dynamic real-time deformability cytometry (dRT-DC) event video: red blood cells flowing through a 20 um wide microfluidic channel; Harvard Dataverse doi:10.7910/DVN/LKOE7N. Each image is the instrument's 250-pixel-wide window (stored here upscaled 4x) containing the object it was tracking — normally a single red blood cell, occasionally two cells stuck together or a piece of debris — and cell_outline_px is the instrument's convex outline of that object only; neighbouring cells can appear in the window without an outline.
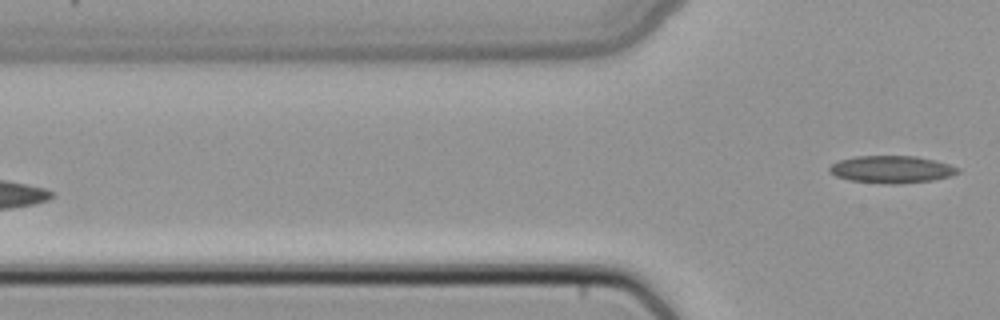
{"species": "common noctule bat (a hibernating species)", "species_latin": "Nyctalus noctula", "temperature_condition": "cold", "stored_images_in_passage": 4, "camera_frame_rate_fps": 3000, "um_per_image_px": 0.085, "animal": {"sex": "female", "body_mass_g": 22.7, "forearm_length_mm": 54.2}, "frame": {"image": 1, "passage_image": 4, "time_ms": 1.0, "image_size_px": [1000, 320], "cell_outline_px": [[960, 172], [948, 176], [932, 180], [900, 184], [888, 184], [848, 180], [836, 176], [828, 172], [828, 168], [832, 164], [840, 160], [856, 156], [916, 156], [948, 164], [960, 168]], "centroid_in_image_um": [75.75, 14.4], "position_along_channel_um": 50.1, "area_um2": 20.35}}